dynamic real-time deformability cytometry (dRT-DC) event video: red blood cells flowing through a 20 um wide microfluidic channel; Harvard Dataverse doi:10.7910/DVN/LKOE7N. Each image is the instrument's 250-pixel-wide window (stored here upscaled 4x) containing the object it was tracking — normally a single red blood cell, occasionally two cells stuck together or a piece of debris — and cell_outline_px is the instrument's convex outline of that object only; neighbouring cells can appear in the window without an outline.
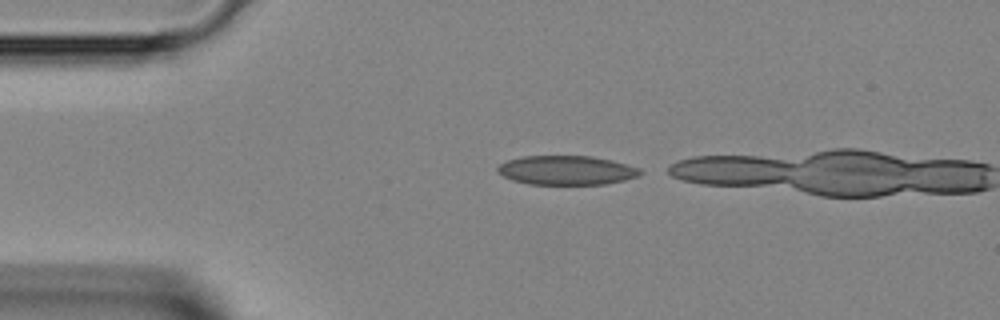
{"species": "Egyptian fruit bat (a non-hibernating species)", "species_latin": "Rousettus aegyptiacus", "temperature_condition": "room temperature", "stored_images_in_passage": 5, "camera_frame_rate_fps": 3000, "um_per_image_px": 0.085, "animal": {"sex": "female"}, "frame": {"image": 1, "passage_image": 1, "time_ms": 0.0, "image_size_px": [1000, 320], "cell_outline_px": [[644, 172], [640, 176], [624, 180], [604, 184], [528, 184], [512, 180], [496, 172], [496, 168], [500, 164], [508, 160], [520, 156], [592, 156], [612, 160], [628, 164], [640, 168]], "centroid_in_image_um": [48.17, 14.47], "position_along_channel_um": 36.8, "area_um2": 24.45}}